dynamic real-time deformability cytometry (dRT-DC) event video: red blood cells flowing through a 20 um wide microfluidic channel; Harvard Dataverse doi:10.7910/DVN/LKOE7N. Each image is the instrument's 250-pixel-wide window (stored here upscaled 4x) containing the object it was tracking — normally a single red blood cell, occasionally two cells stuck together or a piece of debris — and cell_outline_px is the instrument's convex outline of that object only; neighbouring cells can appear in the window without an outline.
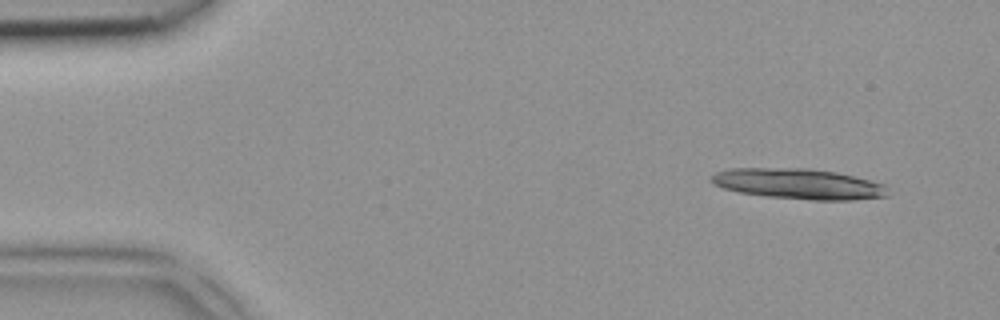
{"species": "common noctule bat (a hibernating species)", "species_latin": "Nyctalus noctula", "temperature_condition": "room temperature", "stored_images_in_passage": 4, "camera_frame_rate_fps": 3000, "um_per_image_px": 0.085, "animal": {"sex": "female", "body_mass_g": 18.4}, "frame": {"image": 1, "passage_image": 1, "time_ms": 0.0, "image_size_px": [1000, 320], "cell_outline_px": [[888, 196], [852, 200], [812, 200], [764, 196], [740, 192], [724, 188], [712, 184], [712, 176], [716, 172], [732, 168], [808, 168], [836, 172], [884, 184]], "centroid_in_image_um": [67.86, 15.63], "position_along_channel_um": 17.1, "area_um2": 31.15}}